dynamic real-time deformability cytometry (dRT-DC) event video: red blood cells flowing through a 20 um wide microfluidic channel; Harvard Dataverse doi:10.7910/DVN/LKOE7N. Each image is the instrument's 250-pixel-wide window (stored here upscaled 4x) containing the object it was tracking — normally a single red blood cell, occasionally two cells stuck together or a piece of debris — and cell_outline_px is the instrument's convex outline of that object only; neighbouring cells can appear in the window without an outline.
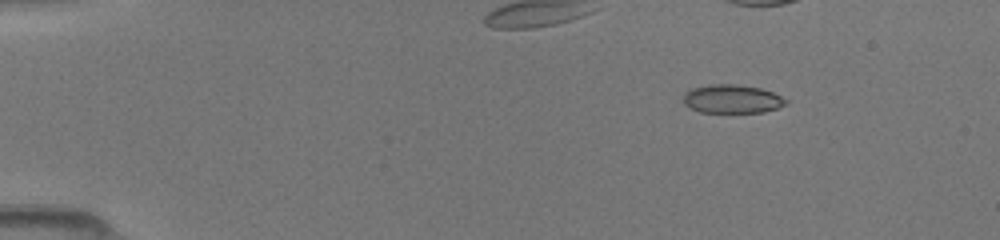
{"species": "common noctule bat (a hibernating species)", "species_latin": "Nyctalus noctula", "temperature_condition": "room temperature", "stored_images_in_passage": 17, "camera_frame_rate_fps": 3000, "um_per_image_px": 0.085, "animal": {"sex": "female", "body_mass_g": 19.5, "forearm_length_mm": 54.1}, "frame": {"image": 1, "passage_image": 7, "time_ms": 2.0, "image_size_px": [1000, 240], "cell_outline_px": [[788, 104], [764, 112], [700, 112], [688, 108], [684, 104], [684, 92], [692, 88], [708, 84], [736, 84], [760, 88], [772, 92], [788, 100]], "centroid_in_image_um": [62.2, 8.41], "position_along_channel_um": 22.8, "area_um2": 17.17}}